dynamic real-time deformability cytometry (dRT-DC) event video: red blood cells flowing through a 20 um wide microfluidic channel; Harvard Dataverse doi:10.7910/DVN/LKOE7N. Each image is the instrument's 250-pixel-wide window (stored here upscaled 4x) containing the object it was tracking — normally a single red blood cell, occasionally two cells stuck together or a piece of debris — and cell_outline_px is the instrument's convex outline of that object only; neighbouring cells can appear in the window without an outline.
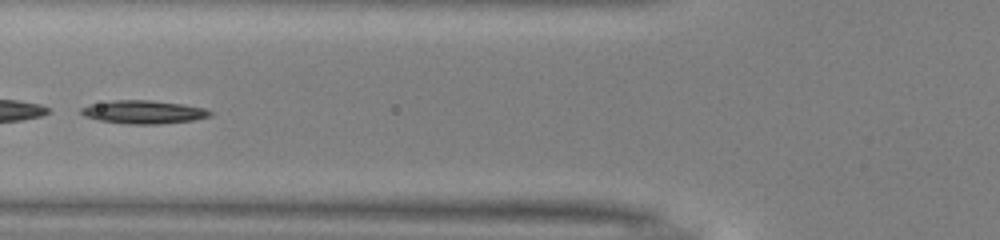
{"species": "common noctule bat (a hibernating species)", "species_latin": "Nyctalus noctula", "temperature_condition": "warm", "stored_images_in_passage": 44, "segment_of_instrument_passage": [2, 2], "camera_frame_rate_fps": 3000, "um_per_image_px": 0.085, "animal": {"sex": "male", "body_mass_g": 13.0, "forearm_length_mm": 53.1}, "frame": {"image": 1, "passage_image": 14, "time_ms": 4.333, "image_size_px": [1000, 240], "cell_outline_px": [[212, 116], [192, 120], [160, 124], [128, 124], [100, 120], [84, 116], [80, 112], [80, 108], [88, 104], [112, 100], [148, 100], [184, 104], [204, 108], [212, 112]], "centroid_in_image_um": [12.18, 9.51], "position_along_channel_um": 113.6, "area_um2": 17.51}}
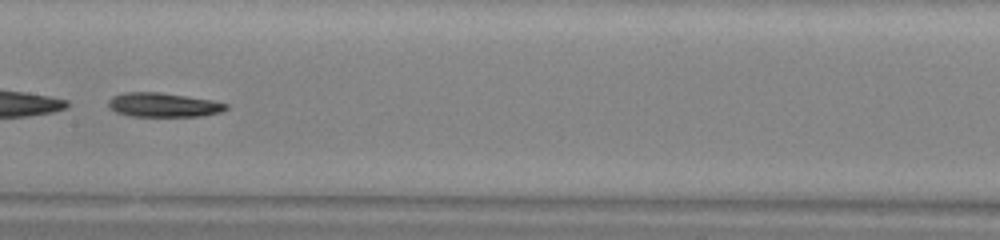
{"frame": {"image": 2, "passage_image": 20, "time_ms": 6.333, "image_size_px": [1000, 240], "cell_outline_px": [[228, 108], [220, 112], [200, 116], [128, 116], [116, 112], [108, 108], [108, 100], [112, 96], [124, 92], [160, 92], [212, 100], [228, 104]], "centroid_in_image_um": [13.84, 8.91], "position_along_channel_um": 193.6, "area_um2": 16.65}}
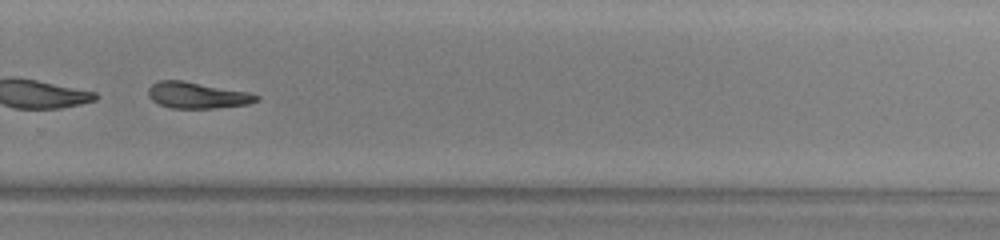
{"frame": {"image": 3, "passage_image": 29, "time_ms": 9.333, "image_size_px": [1000, 240], "cell_outline_px": [[260, 100], [248, 104], [216, 108], [172, 108], [160, 104], [152, 100], [148, 96], [148, 88], [156, 80], [184, 80], [248, 92], [260, 96]], "centroid_in_image_um": [16.76, 8.09], "position_along_channel_um": 313.0, "area_um2": 16.65}}